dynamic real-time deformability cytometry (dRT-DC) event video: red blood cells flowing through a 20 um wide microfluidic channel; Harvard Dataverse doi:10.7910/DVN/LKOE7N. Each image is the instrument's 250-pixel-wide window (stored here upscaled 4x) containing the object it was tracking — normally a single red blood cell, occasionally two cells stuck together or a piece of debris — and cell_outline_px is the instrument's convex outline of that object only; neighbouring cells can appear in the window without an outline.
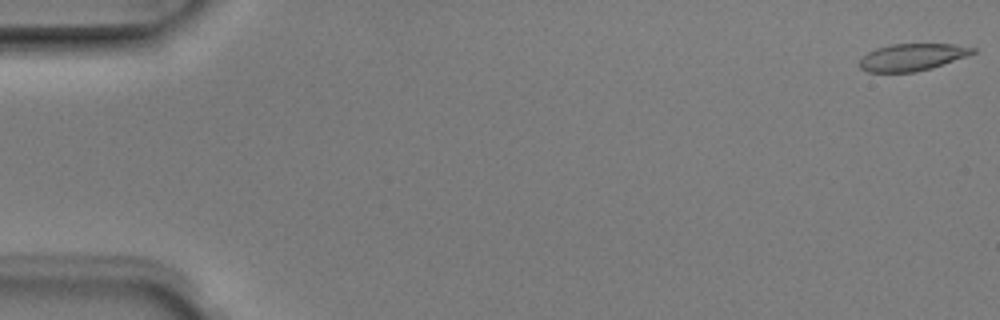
{"species": "Egyptian fruit bat (a non-hibernating species)", "species_latin": "Rousettus aegyptiacus", "temperature_condition": "room temperature", "stored_images_in_passage": 4, "camera_frame_rate_fps": 3000, "um_per_image_px": 0.085, "animal": {"sex": "male"}, "frame": {"image": 1, "passage_image": 1, "time_ms": 0.0, "image_size_px": [1000, 320], "cell_outline_px": [[976, 52], [932, 68], [916, 72], [868, 72], [860, 68], [860, 60], [868, 52], [876, 48], [888, 44], [952, 44], [976, 48]], "centroid_in_image_um": [77.51, 4.85], "position_along_channel_um": 7.5, "area_um2": 17.74}}
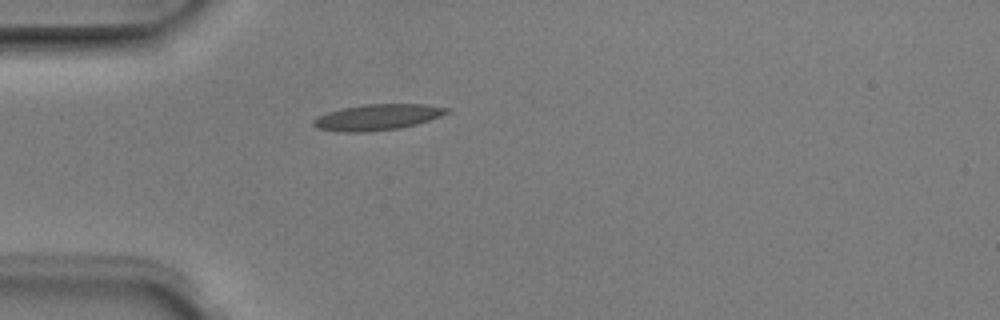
{"frame": {"image": 2, "passage_image": 4, "time_ms": 1.0, "image_size_px": [1000, 320], "cell_outline_px": [[448, 112], [440, 116], [416, 124], [400, 128], [368, 132], [344, 132], [316, 128], [312, 124], [312, 120], [328, 112], [344, 108], [364, 104], [428, 104], [448, 108]], "centroid_in_image_um": [32.07, 9.96], "position_along_channel_um": 52.9, "area_um2": 20.0}}